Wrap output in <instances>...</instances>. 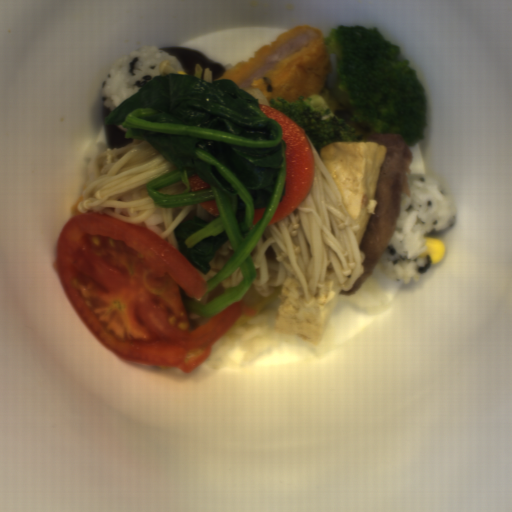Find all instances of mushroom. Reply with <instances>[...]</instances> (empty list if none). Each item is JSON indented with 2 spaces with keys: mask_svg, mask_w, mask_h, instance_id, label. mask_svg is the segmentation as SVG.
I'll return each instance as SVG.
<instances>
[{
  "mask_svg": "<svg viewBox=\"0 0 512 512\" xmlns=\"http://www.w3.org/2000/svg\"><path fill=\"white\" fill-rule=\"evenodd\" d=\"M175 58L186 75L197 76L209 83L220 79L230 70L201 51L187 46L160 47Z\"/></svg>",
  "mask_w": 512,
  "mask_h": 512,
  "instance_id": "1",
  "label": "mushroom"
},
{
  "mask_svg": "<svg viewBox=\"0 0 512 512\" xmlns=\"http://www.w3.org/2000/svg\"><path fill=\"white\" fill-rule=\"evenodd\" d=\"M113 110L109 109L104 105L103 107V130H104V141L107 151L123 148L128 144H131L134 139H125L126 128L122 127L121 124L116 125H105L104 118L111 113Z\"/></svg>",
  "mask_w": 512,
  "mask_h": 512,
  "instance_id": "2",
  "label": "mushroom"
}]
</instances>
